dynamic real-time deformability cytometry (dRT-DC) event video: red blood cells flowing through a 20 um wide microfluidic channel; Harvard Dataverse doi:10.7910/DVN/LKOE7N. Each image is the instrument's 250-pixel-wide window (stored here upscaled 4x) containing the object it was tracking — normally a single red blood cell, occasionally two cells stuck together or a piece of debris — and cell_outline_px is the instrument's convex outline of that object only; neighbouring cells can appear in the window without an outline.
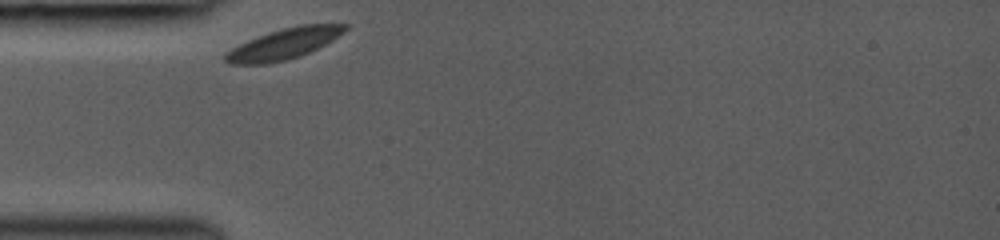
{"species": "common noctule bat (a hibernating species)", "species_latin": "Nyctalus noctula", "temperature_condition": "room temperature", "stored_images_in_passage": 24, "camera_frame_rate_fps": 3000, "um_per_image_px": 0.085, "animal": {"sex": "female", "body_mass_g": 19.0, "forearm_length_mm": 53.3}, "frame": {"image": 1, "passage_image": 1, "time_ms": 0.0, "image_size_px": [1000, 240], "cell_outline_px": [[348, 28], [344, 32], [332, 40], [300, 56], [268, 64], [228, 64], [224, 60], [224, 56], [232, 48], [248, 40], [268, 32], [300, 24], [348, 24]], "centroid_in_image_um": [24.12, 3.72], "position_along_channel_um": 60.9, "area_um2": 21.15}}
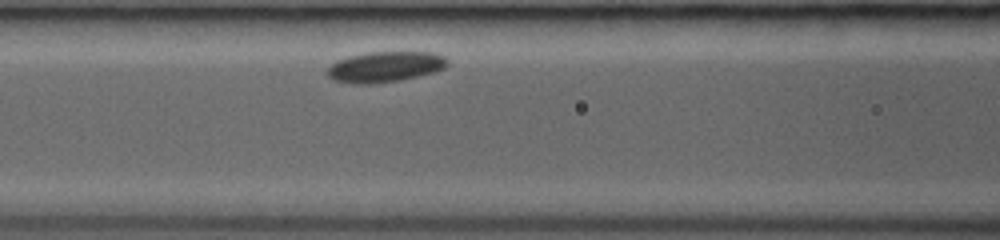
{"frame": {"image": 2, "passage_image": 7, "time_ms": 2.0, "image_size_px": [1000, 240], "cell_outline_px": [[448, 64], [444, 68], [436, 72], [400, 80], [372, 84], [352, 84], [332, 80], [328, 76], [328, 68], [336, 60], [348, 56], [368, 52], [432, 52], [444, 56], [448, 60]], "centroid_in_image_um": [32.73, 5.68], "position_along_channel_um": 133.9, "area_um2": 21.62}}
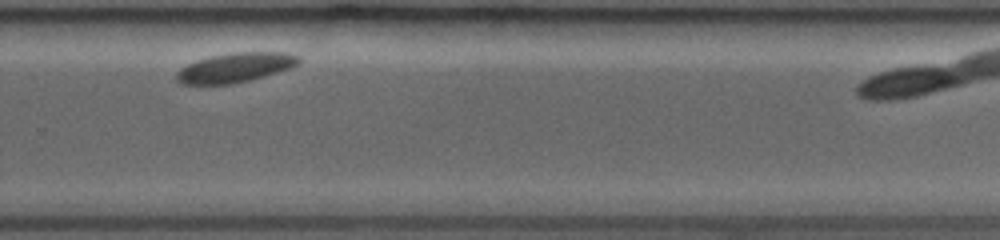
{"frame": {"image": 3, "passage_image": 21, "time_ms": 6.667, "image_size_px": [1000, 240], "cell_outline_px": [[300, 64], [292, 68], [264, 76], [232, 84], [184, 84], [176, 80], [176, 72], [180, 68], [196, 60], [212, 56], [232, 52], [284, 52], [300, 56]], "centroid_in_image_um": [20.03, 5.73], "position_along_channel_um": 309.8, "area_um2": 21.04}}